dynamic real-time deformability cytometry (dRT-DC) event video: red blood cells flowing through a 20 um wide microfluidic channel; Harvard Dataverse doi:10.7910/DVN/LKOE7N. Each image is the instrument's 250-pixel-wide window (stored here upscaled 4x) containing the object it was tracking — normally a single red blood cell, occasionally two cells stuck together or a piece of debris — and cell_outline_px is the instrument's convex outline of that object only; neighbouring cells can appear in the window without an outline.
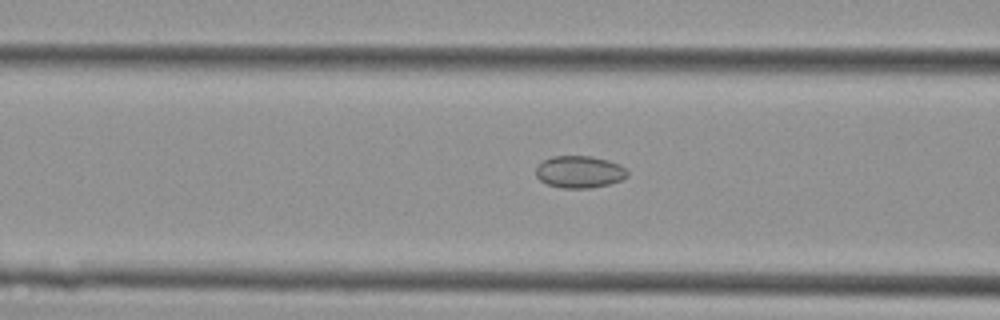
{"species": "Egyptian fruit bat (a non-hibernating species)", "species_latin": "Rousettus aegyptiacus", "temperature_condition": "cold", "stored_images_in_passage": 41, "camera_frame_rate_fps": 3000, "um_per_image_px": 0.085, "animal": {"sex": "female"}, "frame": {"image": 1, "passage_image": 17, "time_ms": 5.333, "image_size_px": [1000, 320], "cell_outline_px": [[628, 176], [620, 180], [608, 184], [592, 188], [560, 188], [548, 184], [540, 180], [536, 176], [536, 168], [544, 160], [552, 156], [588, 156], [608, 160], [620, 164], [628, 172]], "centroid_in_image_um": [49.26, 14.61], "position_along_channel_um": 117.3, "area_um2": 17.05}}
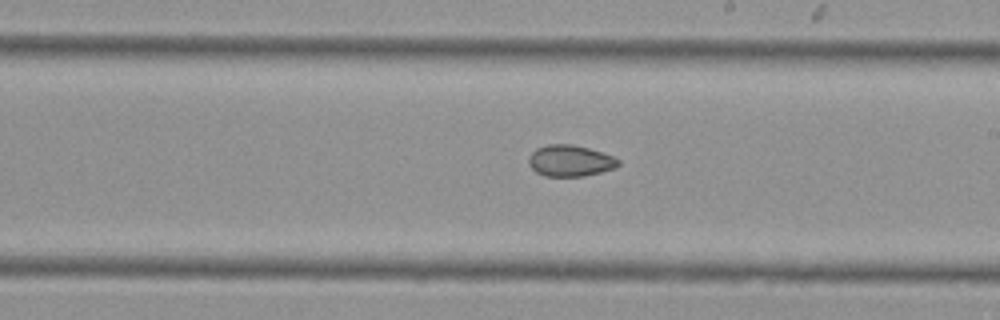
{"frame": {"image": 2, "passage_image": 25, "time_ms": 8.0, "image_size_px": [1000, 320], "cell_outline_px": [[620, 164], [616, 168], [584, 176], [544, 176], [536, 172], [528, 164], [528, 156], [536, 148], [548, 144], [572, 144], [588, 148], [612, 156], [620, 160]], "centroid_in_image_um": [48.44, 13.66], "position_along_channel_um": 240.6, "area_um2": 16.42}}
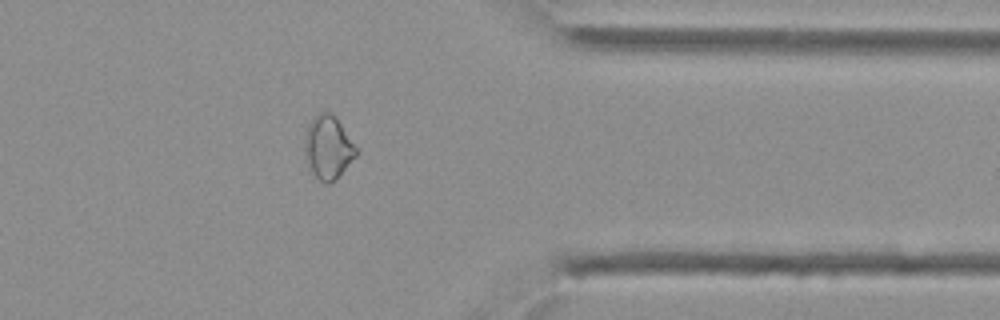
{"frame": {"image": 3, "passage_image": 35, "time_ms": 11.333, "image_size_px": [1000, 320], "cell_outline_px": [[360, 152], [336, 180], [328, 184], [324, 184], [312, 172], [304, 160], [304, 132], [308, 124], [316, 112], [328, 112], [336, 116]], "centroid_in_image_um": [27.87, 12.52], "position_along_channel_um": 383.5, "area_um2": 19.59}}